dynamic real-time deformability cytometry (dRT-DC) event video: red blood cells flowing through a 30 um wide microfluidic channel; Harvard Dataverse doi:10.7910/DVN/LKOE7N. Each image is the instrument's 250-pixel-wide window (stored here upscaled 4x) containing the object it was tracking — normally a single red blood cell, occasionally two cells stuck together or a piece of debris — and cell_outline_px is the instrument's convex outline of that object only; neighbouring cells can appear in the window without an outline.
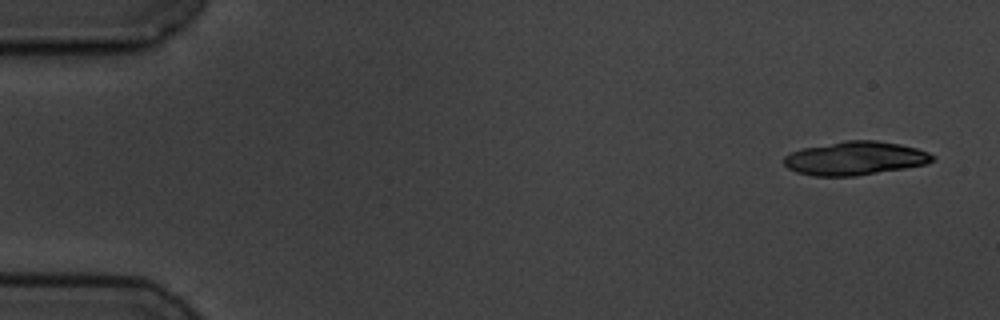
{"species": "common noctule bat (a hibernating species)", "species_latin": "Nyctalus noctula", "temperature_condition": "cold", "stored_images_in_passage": 4, "camera_frame_rate_fps": 3000, "um_per_image_px": 0.085, "animal": {"sex": "male", "body_mass_g": 19.5, "forearm_length_mm": 54.6}, "frame": {"image": 1, "passage_image": 1, "time_ms": 0.0, "image_size_px": [1000, 320], "cell_outline_px": [[936, 160], [928, 164], [856, 176], [812, 176], [796, 172], [788, 168], [784, 164], [784, 156], [792, 152], [804, 148], [844, 140], [876, 140], [900, 144], [916, 148], [928, 152], [936, 156]], "centroid_in_image_um": [72.71, 13.46], "position_along_channel_um": 12.3, "area_um2": 29.19}}